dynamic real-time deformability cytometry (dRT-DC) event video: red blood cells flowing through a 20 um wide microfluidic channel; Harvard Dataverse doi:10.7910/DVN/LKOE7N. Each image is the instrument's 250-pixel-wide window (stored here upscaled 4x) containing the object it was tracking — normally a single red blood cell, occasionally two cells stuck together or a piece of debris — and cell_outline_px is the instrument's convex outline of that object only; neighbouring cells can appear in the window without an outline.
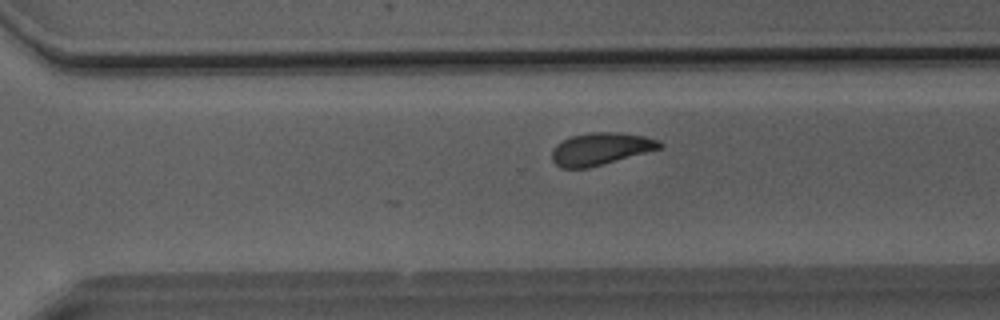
{"species": "Egyptian fruit bat (a non-hibernating species)", "species_latin": "Rousettus aegyptiacus", "temperature_condition": "room temperature", "stored_images_in_passage": 36, "camera_frame_rate_fps": 3000, "um_per_image_px": 0.085, "animal": {"sex": "male"}, "frame": {"image": 1, "passage_image": 29, "time_ms": 9.333, "image_size_px": [1000, 320], "cell_outline_px": [[664, 148], [588, 168], [560, 168], [552, 160], [552, 148], [556, 144], [572, 136], [592, 132], [620, 132], [644, 136], [660, 140], [664, 144]], "centroid_in_image_um": [51.1, 12.65], "position_along_channel_um": 319.5, "area_um2": 20.46}}
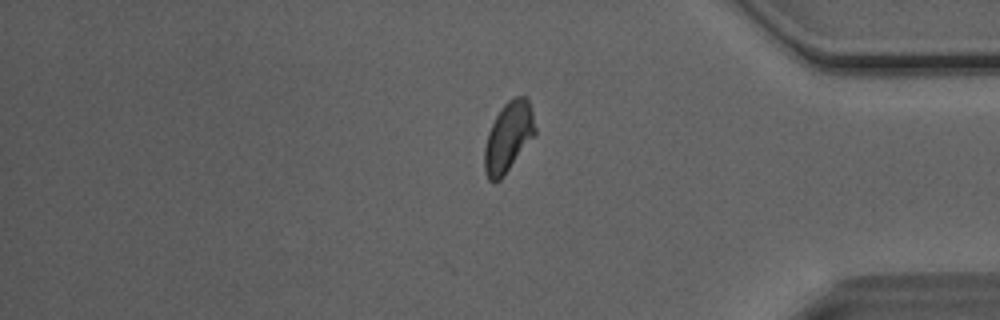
{"frame": {"image": 2, "passage_image": 36, "time_ms": 11.667, "image_size_px": [1000, 320], "cell_outline_px": [[536, 132], [504, 176], [500, 180], [492, 184], [488, 180], [484, 172], [484, 148], [488, 132], [500, 108], [508, 100], [516, 96], [528, 96], [536, 128]], "centroid_in_image_um": [43.19, 11.65], "position_along_channel_um": 392.0, "area_um2": 20.69}, "authors_computed_cell_mechanics": {"area_um2": 20.8369, "velocity_mm_per_s": 4.0583, "shape_relaxation_time_tau1_ms": 4.6731, "shape_relaxation_time_tau2_ms": 2.3597, "deformation_change_tau1": 0.1166, "deformation_change_tau2": 0.0793}}